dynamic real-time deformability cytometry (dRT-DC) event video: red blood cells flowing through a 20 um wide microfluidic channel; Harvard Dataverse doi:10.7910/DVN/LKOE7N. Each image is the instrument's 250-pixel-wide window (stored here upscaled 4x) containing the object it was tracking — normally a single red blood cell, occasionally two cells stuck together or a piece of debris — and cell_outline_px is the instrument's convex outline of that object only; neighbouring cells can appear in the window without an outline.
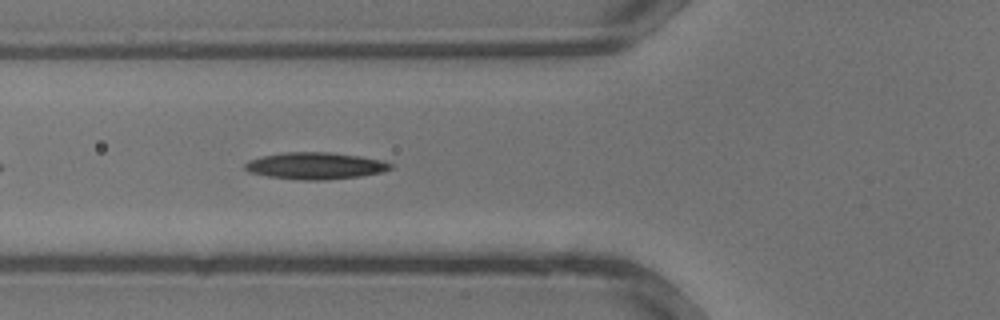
{"species": "common noctule bat (a hibernating species)", "species_latin": "Nyctalus noctula", "temperature_condition": "warm", "stored_images_in_passage": 5, "camera_frame_rate_fps": 3000, "um_per_image_px": 0.085, "animal": {"sex": "male", "body_mass_g": 13.3}, "frame": {"image": 1, "passage_image": 5, "time_ms": 1.333, "image_size_px": [1000, 320], "cell_outline_px": [[392, 168], [380, 172], [360, 176], [328, 180], [304, 180], [268, 176], [248, 172], [244, 168], [244, 164], [248, 160], [264, 156], [284, 152], [328, 152], [360, 156], [380, 160], [392, 164]], "centroid_in_image_um": [26.77, 14.09], "position_along_channel_um": 99.0, "area_um2": 22.6}}